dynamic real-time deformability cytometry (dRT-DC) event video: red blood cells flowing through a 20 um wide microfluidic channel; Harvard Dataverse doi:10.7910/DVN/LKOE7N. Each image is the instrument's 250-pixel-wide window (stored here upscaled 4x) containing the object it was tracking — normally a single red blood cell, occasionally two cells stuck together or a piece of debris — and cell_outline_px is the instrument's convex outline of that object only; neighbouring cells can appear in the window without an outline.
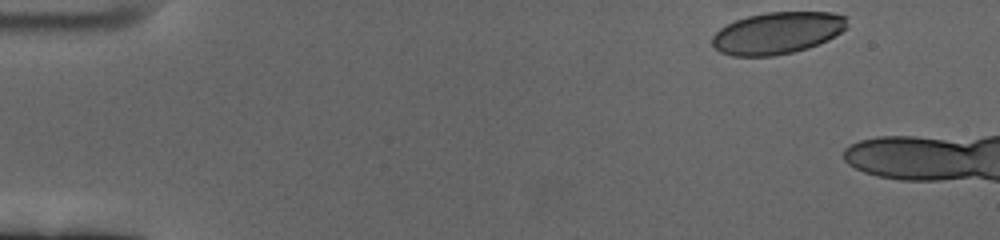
{"species": "human", "species_latin": "Homo sapiens", "temperature_condition": "cold", "stored_images_in_passage": 13, "camera_frame_rate_fps": 3000, "um_per_image_px": 0.085, "donor": {"sex": "female"}, "frame": {"image": 1, "passage_image": 1, "time_ms": 0.0, "image_size_px": [1000, 240], "cell_outline_px": [[848, 28], [828, 40], [808, 48], [792, 52], [772, 56], [732, 56], [720, 52], [712, 44], [712, 36], [720, 28], [736, 20], [748, 16], [764, 12], [832, 12], [848, 16]], "centroid_in_image_um": [66.12, 2.79], "position_along_channel_um": 18.9, "area_um2": 33.18}}